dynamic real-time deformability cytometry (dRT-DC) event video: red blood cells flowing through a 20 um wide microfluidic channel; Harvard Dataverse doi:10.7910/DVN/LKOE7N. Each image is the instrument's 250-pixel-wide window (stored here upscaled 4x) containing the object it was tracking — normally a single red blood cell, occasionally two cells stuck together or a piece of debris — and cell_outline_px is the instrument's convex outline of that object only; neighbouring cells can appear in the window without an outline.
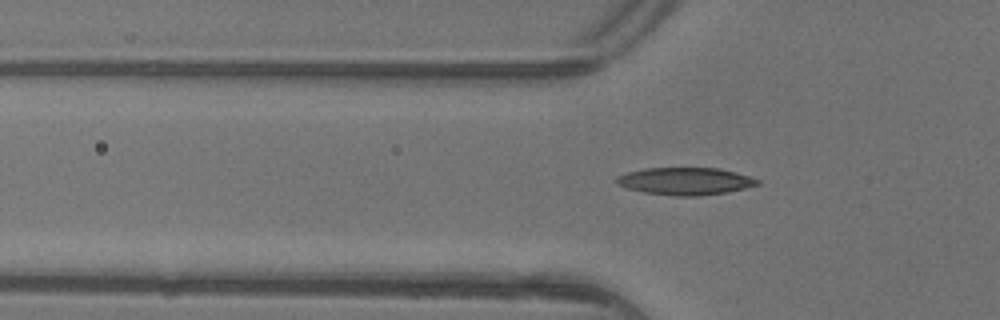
{"species": "common noctule bat (a hibernating species)", "species_latin": "Nyctalus noctula", "temperature_condition": "warm", "stored_images_in_passage": 6, "camera_frame_rate_fps": 3000, "um_per_image_px": 0.085, "animal": {"sex": "female"}, "frame": {"image": 1, "passage_image": 6, "time_ms": 1.667, "image_size_px": [1000, 320], "cell_outline_px": [[760, 184], [728, 192], [700, 196], [676, 196], [644, 192], [628, 188], [616, 184], [616, 176], [628, 172], [644, 168], [720, 168], [748, 176], [760, 180]], "centroid_in_image_um": [58.24, 15.4], "position_along_channel_um": 67.6, "area_um2": 22.43}}